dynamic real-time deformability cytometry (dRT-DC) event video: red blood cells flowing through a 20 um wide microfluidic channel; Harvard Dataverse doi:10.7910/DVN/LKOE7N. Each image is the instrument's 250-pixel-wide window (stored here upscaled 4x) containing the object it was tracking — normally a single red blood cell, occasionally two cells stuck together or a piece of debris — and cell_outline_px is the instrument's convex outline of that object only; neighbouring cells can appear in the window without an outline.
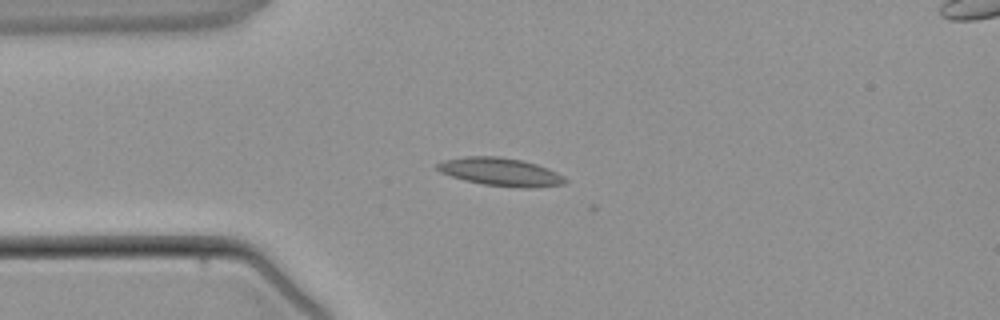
{"species": "common noctule bat (a hibernating species)", "species_latin": "Nyctalus noctula", "temperature_condition": "warm", "stored_images_in_passage": 2, "camera_frame_rate_fps": 3000, "um_per_image_px": 0.085, "animal": {"sex": "male", "body_mass_g": 21.5, "forearm_length_mm": 52.0}, "frame": {"image": 1, "passage_image": 2, "time_ms": 1.333, "image_size_px": [1000, 320], "cell_outline_px": [[568, 180], [564, 184], [532, 188], [520, 188], [484, 184], [464, 180], [440, 172], [436, 168], [436, 164], [444, 160], [464, 156], [500, 156], [520, 160], [536, 164], [548, 168], [564, 176]], "centroid_in_image_um": [42.55, 14.61], "position_along_channel_um": 42.4, "area_um2": 20.92}}